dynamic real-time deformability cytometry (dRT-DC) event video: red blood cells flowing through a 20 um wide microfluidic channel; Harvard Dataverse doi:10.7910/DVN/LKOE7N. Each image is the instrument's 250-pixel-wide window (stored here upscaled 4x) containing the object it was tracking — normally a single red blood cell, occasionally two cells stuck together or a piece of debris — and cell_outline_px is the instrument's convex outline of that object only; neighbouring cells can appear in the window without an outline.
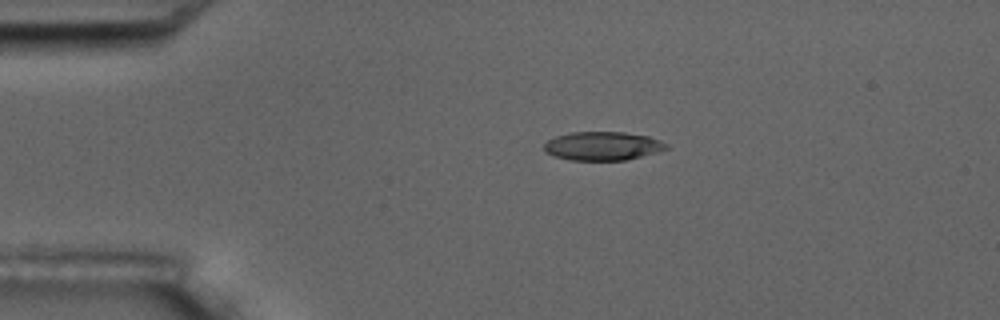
{"species": "common noctule bat (a hibernating species)", "species_latin": "Nyctalus noctula", "temperature_condition": "room temperature", "stored_images_in_passage": 2, "camera_frame_rate_fps": 3000, "um_per_image_px": 0.085, "animal": {"sex": "male", "body_mass_g": 17.5, "forearm_length_mm": 52.3}, "frame": {"image": 1, "passage_image": 1, "time_ms": 0.0, "image_size_px": [1000, 320], "cell_outline_px": [[668, 148], [660, 152], [624, 160], [568, 160], [544, 152], [544, 144], [548, 140], [556, 136], [572, 132], [624, 132], [648, 136], [660, 140], [668, 144]], "centroid_in_image_um": [51.24, 12.41], "position_along_channel_um": 33.8, "area_um2": 20.46}}